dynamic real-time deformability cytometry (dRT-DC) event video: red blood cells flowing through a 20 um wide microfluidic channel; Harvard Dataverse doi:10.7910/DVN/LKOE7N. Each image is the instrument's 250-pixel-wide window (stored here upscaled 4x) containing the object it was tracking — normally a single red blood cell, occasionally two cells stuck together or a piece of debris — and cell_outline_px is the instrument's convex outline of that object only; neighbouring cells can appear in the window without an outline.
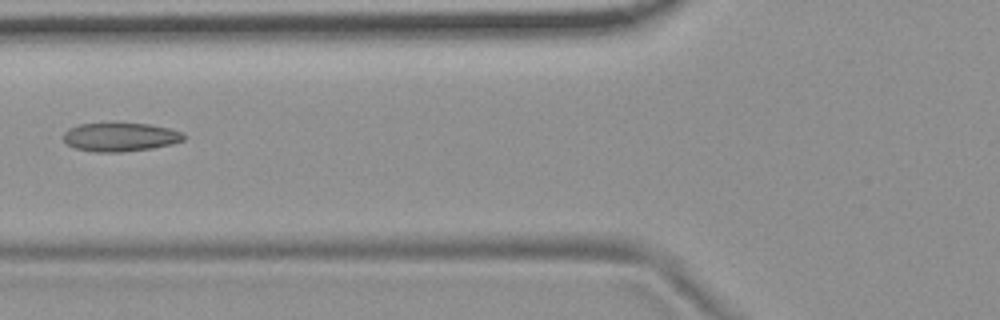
{"species": "common noctule bat (a hibernating species)", "species_latin": "Nyctalus noctula", "temperature_condition": "room temperature", "stored_images_in_passage": 7, "camera_frame_rate_fps": 3000, "um_per_image_px": 0.085, "animal": {"sex": "female", "body_mass_g": 19.9}, "frame": {"image": 1, "passage_image": 6, "time_ms": 1.667, "image_size_px": [1000, 320], "cell_outline_px": [[184, 140], [172, 144], [152, 148], [124, 152], [96, 152], [76, 148], [68, 144], [64, 140], [64, 132], [68, 128], [80, 124], [148, 124], [168, 128], [184, 132]], "centroid_in_image_um": [10.24, 11.66], "position_along_channel_um": 115.6, "area_um2": 19.88}}
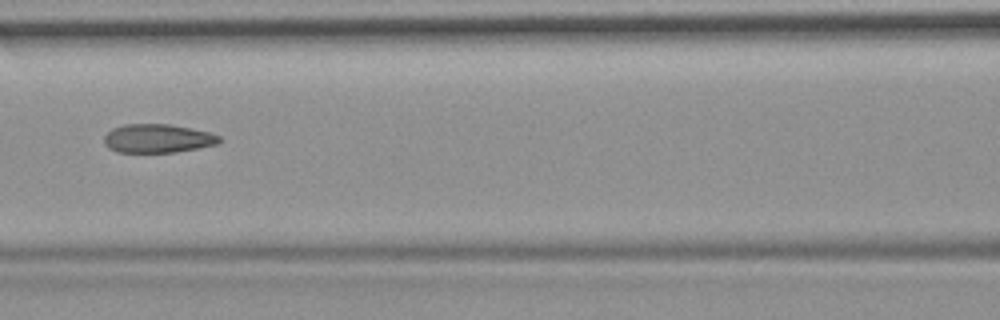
{"frame": {"image": 2, "passage_image": 7, "time_ms": 2.0, "image_size_px": [1000, 320], "cell_outline_px": [[220, 144], [176, 152], [116, 152], [108, 148], [104, 144], [104, 136], [112, 128], [124, 124], [172, 124], [192, 128], [208, 132], [220, 136]], "centroid_in_image_um": [13.4, 11.76], "position_along_channel_um": 153.2, "area_um2": 19.42}}